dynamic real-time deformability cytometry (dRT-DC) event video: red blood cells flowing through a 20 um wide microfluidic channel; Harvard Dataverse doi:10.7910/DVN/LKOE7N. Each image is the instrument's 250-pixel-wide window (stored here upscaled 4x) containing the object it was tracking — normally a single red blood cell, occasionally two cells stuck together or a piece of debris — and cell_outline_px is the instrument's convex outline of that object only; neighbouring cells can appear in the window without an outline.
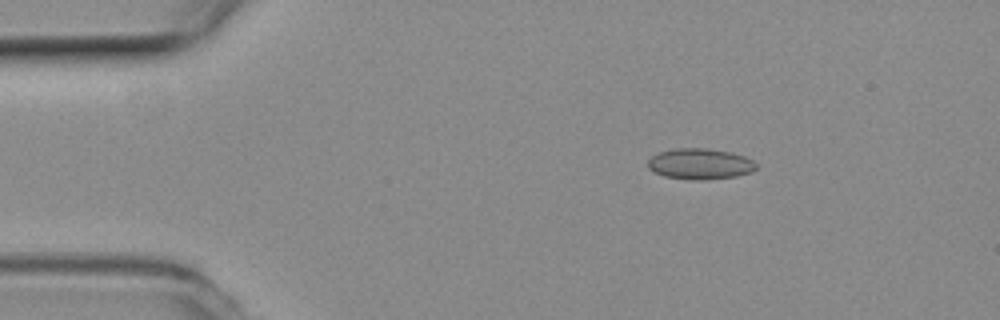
{"species": "common noctule bat (a hibernating species)", "species_latin": "Nyctalus noctula", "temperature_condition": "room temperature", "stored_images_in_passage": 45, "camera_frame_rate_fps": 3000, "um_per_image_px": 0.085, "animal": {"sex": "female", "body_mass_g": 19.3, "forearm_length_mm": 54.1}, "frame": {"image": 1, "passage_image": 1, "time_ms": 0.0, "image_size_px": [1000, 320], "cell_outline_px": [[756, 168], [752, 172], [736, 176], [696, 180], [664, 176], [648, 168], [648, 160], [656, 152], [676, 148], [708, 148], [732, 152], [744, 156], [752, 160], [756, 164]], "centroid_in_image_um": [59.49, 13.91], "position_along_channel_um": 25.5, "area_um2": 19.42}}
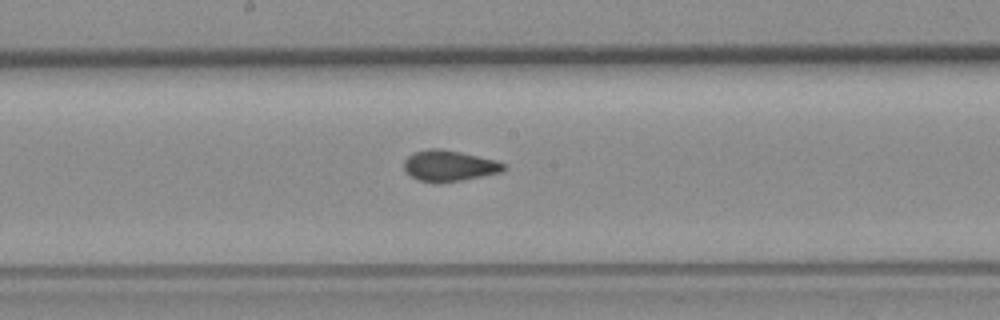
{"frame": {"image": 2, "passage_image": 20, "time_ms": 6.333, "image_size_px": [1000, 320], "cell_outline_px": [[508, 168], [500, 172], [460, 180], [436, 184], [420, 180], [412, 176], [404, 168], [404, 160], [408, 156], [416, 152], [428, 148], [440, 148], [460, 152], [496, 160], [504, 164]], "centroid_in_image_um": [38.17, 14.09], "position_along_channel_um": 210.0, "area_um2": 17.8}}
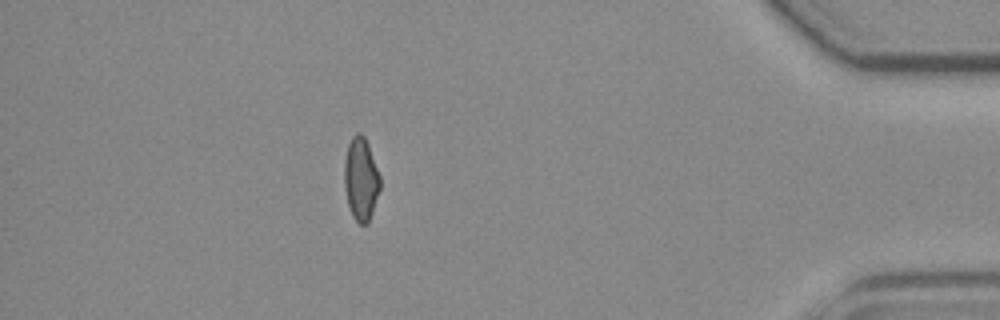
{"frame": {"image": 3, "passage_image": 39, "time_ms": 12.667, "image_size_px": [1000, 320], "cell_outline_px": [[380, 188], [368, 224], [360, 224], [352, 216], [348, 204], [344, 188], [344, 160], [348, 144], [352, 136], [356, 132], [360, 132], [364, 136], [368, 144], [380, 176]], "centroid_in_image_um": [30.66, 15.2], "position_along_channel_um": 404.5, "area_um2": 17.34}, "authors_computed_cell_mechanics": {"area_um2": 17.8024, "velocity_mm_per_s": 3.8894, "shape_relaxation_time_tau1_ms": null, "shape_relaxation_time_tau2_ms": 1.4715, "deformation_change_tau1": null, "deformation_change_tau2": 0.049}}